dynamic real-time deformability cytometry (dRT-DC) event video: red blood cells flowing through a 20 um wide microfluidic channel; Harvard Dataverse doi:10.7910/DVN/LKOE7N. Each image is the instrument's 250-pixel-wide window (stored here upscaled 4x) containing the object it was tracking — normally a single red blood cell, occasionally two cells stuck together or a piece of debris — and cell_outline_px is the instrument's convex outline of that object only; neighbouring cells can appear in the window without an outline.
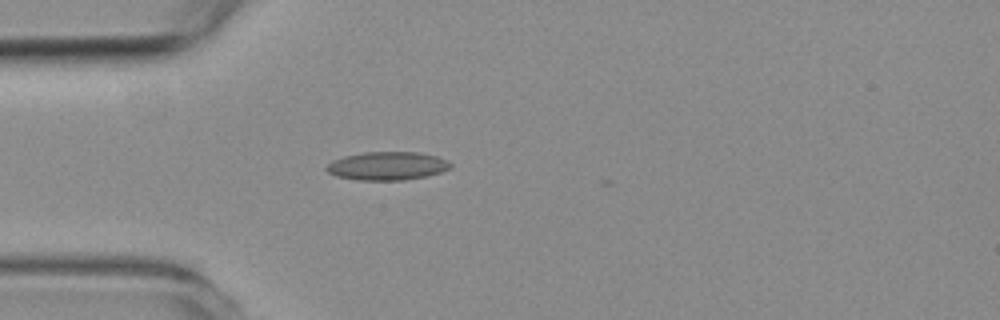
{"species": "common noctule bat (a hibernating species)", "species_latin": "Nyctalus noctula", "temperature_condition": "room temperature", "stored_images_in_passage": 3, "camera_frame_rate_fps": 3000, "um_per_image_px": 0.085, "animal": {"sex": "female", "body_mass_g": 19.3, "forearm_length_mm": 54.1}, "frame": {"image": 1, "passage_image": 1, "time_ms": 0.0, "image_size_px": [1000, 320], "cell_outline_px": [[452, 168], [440, 172], [424, 176], [404, 180], [356, 180], [336, 176], [328, 172], [324, 168], [332, 160], [344, 156], [364, 152], [420, 152], [436, 156], [448, 160], [452, 164]], "centroid_in_image_um": [32.91, 14.1], "position_along_channel_um": 52.1, "area_um2": 20.58}}